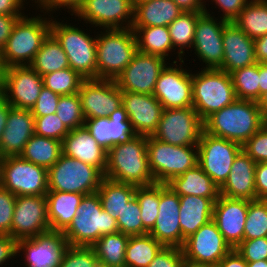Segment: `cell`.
Here are the masks:
<instances>
[{
  "label": "cell",
  "instance_id": "2644e50d",
  "mask_svg": "<svg viewBox=\"0 0 267 267\" xmlns=\"http://www.w3.org/2000/svg\"><path fill=\"white\" fill-rule=\"evenodd\" d=\"M247 267H267V260L247 262Z\"/></svg>",
  "mask_w": 267,
  "mask_h": 267
},
{
  "label": "cell",
  "instance_id": "f907efd6",
  "mask_svg": "<svg viewBox=\"0 0 267 267\" xmlns=\"http://www.w3.org/2000/svg\"><path fill=\"white\" fill-rule=\"evenodd\" d=\"M242 150L256 163L267 162V126L263 125L248 139Z\"/></svg>",
  "mask_w": 267,
  "mask_h": 267
},
{
  "label": "cell",
  "instance_id": "be15d7a7",
  "mask_svg": "<svg viewBox=\"0 0 267 267\" xmlns=\"http://www.w3.org/2000/svg\"><path fill=\"white\" fill-rule=\"evenodd\" d=\"M218 267H247V261L238 253L236 249H232L217 265Z\"/></svg>",
  "mask_w": 267,
  "mask_h": 267
},
{
  "label": "cell",
  "instance_id": "f546056e",
  "mask_svg": "<svg viewBox=\"0 0 267 267\" xmlns=\"http://www.w3.org/2000/svg\"><path fill=\"white\" fill-rule=\"evenodd\" d=\"M213 208L214 201L211 198L195 195L180 196L181 248L186 238L212 220Z\"/></svg>",
  "mask_w": 267,
  "mask_h": 267
},
{
  "label": "cell",
  "instance_id": "89a4df30",
  "mask_svg": "<svg viewBox=\"0 0 267 267\" xmlns=\"http://www.w3.org/2000/svg\"><path fill=\"white\" fill-rule=\"evenodd\" d=\"M256 102L265 119L267 117V91L261 94L260 98Z\"/></svg>",
  "mask_w": 267,
  "mask_h": 267
},
{
  "label": "cell",
  "instance_id": "1f68e13d",
  "mask_svg": "<svg viewBox=\"0 0 267 267\" xmlns=\"http://www.w3.org/2000/svg\"><path fill=\"white\" fill-rule=\"evenodd\" d=\"M81 193L48 191L46 194L48 220L51 233L61 234L77 214L82 198Z\"/></svg>",
  "mask_w": 267,
  "mask_h": 267
},
{
  "label": "cell",
  "instance_id": "ba28073f",
  "mask_svg": "<svg viewBox=\"0 0 267 267\" xmlns=\"http://www.w3.org/2000/svg\"><path fill=\"white\" fill-rule=\"evenodd\" d=\"M149 168L155 183L167 184L198 165L197 146L171 145L147 136Z\"/></svg>",
  "mask_w": 267,
  "mask_h": 267
},
{
  "label": "cell",
  "instance_id": "2a66077c",
  "mask_svg": "<svg viewBox=\"0 0 267 267\" xmlns=\"http://www.w3.org/2000/svg\"><path fill=\"white\" fill-rule=\"evenodd\" d=\"M144 1H147V0H132L134 7H135L137 4L142 3V2H144Z\"/></svg>",
  "mask_w": 267,
  "mask_h": 267
},
{
  "label": "cell",
  "instance_id": "6f0895ef",
  "mask_svg": "<svg viewBox=\"0 0 267 267\" xmlns=\"http://www.w3.org/2000/svg\"><path fill=\"white\" fill-rule=\"evenodd\" d=\"M223 12L221 19L232 22L250 0H211Z\"/></svg>",
  "mask_w": 267,
  "mask_h": 267
},
{
  "label": "cell",
  "instance_id": "7a4b0ae2",
  "mask_svg": "<svg viewBox=\"0 0 267 267\" xmlns=\"http://www.w3.org/2000/svg\"><path fill=\"white\" fill-rule=\"evenodd\" d=\"M104 177L136 186L154 184L155 181L149 168L147 136L136 135L129 142L112 146L107 151Z\"/></svg>",
  "mask_w": 267,
  "mask_h": 267
},
{
  "label": "cell",
  "instance_id": "db71d44e",
  "mask_svg": "<svg viewBox=\"0 0 267 267\" xmlns=\"http://www.w3.org/2000/svg\"><path fill=\"white\" fill-rule=\"evenodd\" d=\"M185 263L182 248L164 246L147 267H184Z\"/></svg>",
  "mask_w": 267,
  "mask_h": 267
},
{
  "label": "cell",
  "instance_id": "753ad0ef",
  "mask_svg": "<svg viewBox=\"0 0 267 267\" xmlns=\"http://www.w3.org/2000/svg\"><path fill=\"white\" fill-rule=\"evenodd\" d=\"M0 68H7L4 58H3V49L0 48Z\"/></svg>",
  "mask_w": 267,
  "mask_h": 267
},
{
  "label": "cell",
  "instance_id": "003e7915",
  "mask_svg": "<svg viewBox=\"0 0 267 267\" xmlns=\"http://www.w3.org/2000/svg\"><path fill=\"white\" fill-rule=\"evenodd\" d=\"M11 107L12 106L2 96H0V140L5 129Z\"/></svg>",
  "mask_w": 267,
  "mask_h": 267
},
{
  "label": "cell",
  "instance_id": "e0dca14e",
  "mask_svg": "<svg viewBox=\"0 0 267 267\" xmlns=\"http://www.w3.org/2000/svg\"><path fill=\"white\" fill-rule=\"evenodd\" d=\"M42 88V76L30 65L10 66L3 73L2 97L12 107L32 109Z\"/></svg>",
  "mask_w": 267,
  "mask_h": 267
},
{
  "label": "cell",
  "instance_id": "680465c9",
  "mask_svg": "<svg viewBox=\"0 0 267 267\" xmlns=\"http://www.w3.org/2000/svg\"><path fill=\"white\" fill-rule=\"evenodd\" d=\"M255 190L256 200H267V162L256 163Z\"/></svg>",
  "mask_w": 267,
  "mask_h": 267
},
{
  "label": "cell",
  "instance_id": "f5cc1de1",
  "mask_svg": "<svg viewBox=\"0 0 267 267\" xmlns=\"http://www.w3.org/2000/svg\"><path fill=\"white\" fill-rule=\"evenodd\" d=\"M235 249L247 262L267 260V237L243 240Z\"/></svg>",
  "mask_w": 267,
  "mask_h": 267
},
{
  "label": "cell",
  "instance_id": "52a82bcc",
  "mask_svg": "<svg viewBox=\"0 0 267 267\" xmlns=\"http://www.w3.org/2000/svg\"><path fill=\"white\" fill-rule=\"evenodd\" d=\"M50 17L51 34L67 55L69 67L84 79H97V35L91 37L90 33L84 32L77 26L58 22L53 14Z\"/></svg>",
  "mask_w": 267,
  "mask_h": 267
},
{
  "label": "cell",
  "instance_id": "11a10c76",
  "mask_svg": "<svg viewBox=\"0 0 267 267\" xmlns=\"http://www.w3.org/2000/svg\"><path fill=\"white\" fill-rule=\"evenodd\" d=\"M60 95L43 86L36 104L31 109L34 117L46 116L56 113Z\"/></svg>",
  "mask_w": 267,
  "mask_h": 267
},
{
  "label": "cell",
  "instance_id": "e575fe53",
  "mask_svg": "<svg viewBox=\"0 0 267 267\" xmlns=\"http://www.w3.org/2000/svg\"><path fill=\"white\" fill-rule=\"evenodd\" d=\"M136 185L104 178L97 191L102 208L117 219L125 205L135 196Z\"/></svg>",
  "mask_w": 267,
  "mask_h": 267
},
{
  "label": "cell",
  "instance_id": "5b68a950",
  "mask_svg": "<svg viewBox=\"0 0 267 267\" xmlns=\"http://www.w3.org/2000/svg\"><path fill=\"white\" fill-rule=\"evenodd\" d=\"M97 32V79L114 80L138 51L135 32L131 28L105 29Z\"/></svg>",
  "mask_w": 267,
  "mask_h": 267
},
{
  "label": "cell",
  "instance_id": "4fadbf2b",
  "mask_svg": "<svg viewBox=\"0 0 267 267\" xmlns=\"http://www.w3.org/2000/svg\"><path fill=\"white\" fill-rule=\"evenodd\" d=\"M50 233L46 195L16 196L11 237L19 241Z\"/></svg>",
  "mask_w": 267,
  "mask_h": 267
},
{
  "label": "cell",
  "instance_id": "7c38bea8",
  "mask_svg": "<svg viewBox=\"0 0 267 267\" xmlns=\"http://www.w3.org/2000/svg\"><path fill=\"white\" fill-rule=\"evenodd\" d=\"M198 165L221 187L227 180L234 159L242 150L236 142L202 132L197 145Z\"/></svg>",
  "mask_w": 267,
  "mask_h": 267
},
{
  "label": "cell",
  "instance_id": "8d00e7d4",
  "mask_svg": "<svg viewBox=\"0 0 267 267\" xmlns=\"http://www.w3.org/2000/svg\"><path fill=\"white\" fill-rule=\"evenodd\" d=\"M138 51L166 59L173 50L168 26L139 27L135 31Z\"/></svg>",
  "mask_w": 267,
  "mask_h": 267
},
{
  "label": "cell",
  "instance_id": "83f0119b",
  "mask_svg": "<svg viewBox=\"0 0 267 267\" xmlns=\"http://www.w3.org/2000/svg\"><path fill=\"white\" fill-rule=\"evenodd\" d=\"M256 162L243 150L234 159L227 180L220 187V195L231 199L256 200Z\"/></svg>",
  "mask_w": 267,
  "mask_h": 267
},
{
  "label": "cell",
  "instance_id": "6125c7cd",
  "mask_svg": "<svg viewBox=\"0 0 267 267\" xmlns=\"http://www.w3.org/2000/svg\"><path fill=\"white\" fill-rule=\"evenodd\" d=\"M25 0H0V14L1 15H24Z\"/></svg>",
  "mask_w": 267,
  "mask_h": 267
},
{
  "label": "cell",
  "instance_id": "ac0fdd59",
  "mask_svg": "<svg viewBox=\"0 0 267 267\" xmlns=\"http://www.w3.org/2000/svg\"><path fill=\"white\" fill-rule=\"evenodd\" d=\"M134 8L132 0H84L75 16L102 30L132 28Z\"/></svg>",
  "mask_w": 267,
  "mask_h": 267
},
{
  "label": "cell",
  "instance_id": "e7e4bbea",
  "mask_svg": "<svg viewBox=\"0 0 267 267\" xmlns=\"http://www.w3.org/2000/svg\"><path fill=\"white\" fill-rule=\"evenodd\" d=\"M185 12H205V0H173Z\"/></svg>",
  "mask_w": 267,
  "mask_h": 267
},
{
  "label": "cell",
  "instance_id": "ffe728a7",
  "mask_svg": "<svg viewBox=\"0 0 267 267\" xmlns=\"http://www.w3.org/2000/svg\"><path fill=\"white\" fill-rule=\"evenodd\" d=\"M78 93L85 119L109 117L122 106V92L112 79H85Z\"/></svg>",
  "mask_w": 267,
  "mask_h": 267
},
{
  "label": "cell",
  "instance_id": "9f6ffc18",
  "mask_svg": "<svg viewBox=\"0 0 267 267\" xmlns=\"http://www.w3.org/2000/svg\"><path fill=\"white\" fill-rule=\"evenodd\" d=\"M34 1V4L40 8V12L42 13L44 10L47 15L50 12L57 10L58 8L64 7V9H68L67 12L72 13L71 15H75L77 11L81 8L84 0H31ZM43 9V10H42ZM49 11V12H48Z\"/></svg>",
  "mask_w": 267,
  "mask_h": 267
},
{
  "label": "cell",
  "instance_id": "6da1fadb",
  "mask_svg": "<svg viewBox=\"0 0 267 267\" xmlns=\"http://www.w3.org/2000/svg\"><path fill=\"white\" fill-rule=\"evenodd\" d=\"M204 132L240 144L250 139L265 119L256 101L236 99L232 104L214 112L204 121Z\"/></svg>",
  "mask_w": 267,
  "mask_h": 267
},
{
  "label": "cell",
  "instance_id": "8c879c8a",
  "mask_svg": "<svg viewBox=\"0 0 267 267\" xmlns=\"http://www.w3.org/2000/svg\"><path fill=\"white\" fill-rule=\"evenodd\" d=\"M7 68H0V96H2L3 73Z\"/></svg>",
  "mask_w": 267,
  "mask_h": 267
},
{
  "label": "cell",
  "instance_id": "d6a6232c",
  "mask_svg": "<svg viewBox=\"0 0 267 267\" xmlns=\"http://www.w3.org/2000/svg\"><path fill=\"white\" fill-rule=\"evenodd\" d=\"M167 185L179 196L195 195L211 198L214 202L220 196V187L199 165L174 177Z\"/></svg>",
  "mask_w": 267,
  "mask_h": 267
},
{
  "label": "cell",
  "instance_id": "b9fcfbb0",
  "mask_svg": "<svg viewBox=\"0 0 267 267\" xmlns=\"http://www.w3.org/2000/svg\"><path fill=\"white\" fill-rule=\"evenodd\" d=\"M265 125L267 126V117L265 118Z\"/></svg>",
  "mask_w": 267,
  "mask_h": 267
},
{
  "label": "cell",
  "instance_id": "8992f818",
  "mask_svg": "<svg viewBox=\"0 0 267 267\" xmlns=\"http://www.w3.org/2000/svg\"><path fill=\"white\" fill-rule=\"evenodd\" d=\"M192 89V107L203 121L237 99L231 75L219 69L192 73Z\"/></svg>",
  "mask_w": 267,
  "mask_h": 267
},
{
  "label": "cell",
  "instance_id": "44dd1931",
  "mask_svg": "<svg viewBox=\"0 0 267 267\" xmlns=\"http://www.w3.org/2000/svg\"><path fill=\"white\" fill-rule=\"evenodd\" d=\"M179 209L180 196L167 184L159 183V211L155 225L148 234L165 247L181 248Z\"/></svg>",
  "mask_w": 267,
  "mask_h": 267
},
{
  "label": "cell",
  "instance_id": "a7ac6f4b",
  "mask_svg": "<svg viewBox=\"0 0 267 267\" xmlns=\"http://www.w3.org/2000/svg\"><path fill=\"white\" fill-rule=\"evenodd\" d=\"M267 91V63H259V98Z\"/></svg>",
  "mask_w": 267,
  "mask_h": 267
},
{
  "label": "cell",
  "instance_id": "7402d4cb",
  "mask_svg": "<svg viewBox=\"0 0 267 267\" xmlns=\"http://www.w3.org/2000/svg\"><path fill=\"white\" fill-rule=\"evenodd\" d=\"M247 211L248 200L245 199H231L220 195L214 202L212 220L232 249L243 241Z\"/></svg>",
  "mask_w": 267,
  "mask_h": 267
},
{
  "label": "cell",
  "instance_id": "30bf717a",
  "mask_svg": "<svg viewBox=\"0 0 267 267\" xmlns=\"http://www.w3.org/2000/svg\"><path fill=\"white\" fill-rule=\"evenodd\" d=\"M204 123L193 107L163 109L152 137L176 146H197Z\"/></svg>",
  "mask_w": 267,
  "mask_h": 267
},
{
  "label": "cell",
  "instance_id": "836d02e7",
  "mask_svg": "<svg viewBox=\"0 0 267 267\" xmlns=\"http://www.w3.org/2000/svg\"><path fill=\"white\" fill-rule=\"evenodd\" d=\"M61 154V141L34 134L19 156L26 161L49 169L57 163Z\"/></svg>",
  "mask_w": 267,
  "mask_h": 267
},
{
  "label": "cell",
  "instance_id": "ee69618b",
  "mask_svg": "<svg viewBox=\"0 0 267 267\" xmlns=\"http://www.w3.org/2000/svg\"><path fill=\"white\" fill-rule=\"evenodd\" d=\"M135 197L140 204L143 226L150 231L155 225L159 211V183L137 186Z\"/></svg>",
  "mask_w": 267,
  "mask_h": 267
},
{
  "label": "cell",
  "instance_id": "2e32d148",
  "mask_svg": "<svg viewBox=\"0 0 267 267\" xmlns=\"http://www.w3.org/2000/svg\"><path fill=\"white\" fill-rule=\"evenodd\" d=\"M168 64L163 57L137 51L114 80L121 92L153 94L156 81Z\"/></svg>",
  "mask_w": 267,
  "mask_h": 267
},
{
  "label": "cell",
  "instance_id": "7dc6e473",
  "mask_svg": "<svg viewBox=\"0 0 267 267\" xmlns=\"http://www.w3.org/2000/svg\"><path fill=\"white\" fill-rule=\"evenodd\" d=\"M140 204L134 196L119 213L117 220L118 230L129 236L146 235L148 230L141 220Z\"/></svg>",
  "mask_w": 267,
  "mask_h": 267
},
{
  "label": "cell",
  "instance_id": "8fae6325",
  "mask_svg": "<svg viewBox=\"0 0 267 267\" xmlns=\"http://www.w3.org/2000/svg\"><path fill=\"white\" fill-rule=\"evenodd\" d=\"M2 187L16 196L46 195L48 169L26 161L20 156L4 157Z\"/></svg>",
  "mask_w": 267,
  "mask_h": 267
},
{
  "label": "cell",
  "instance_id": "7bdbcfd3",
  "mask_svg": "<svg viewBox=\"0 0 267 267\" xmlns=\"http://www.w3.org/2000/svg\"><path fill=\"white\" fill-rule=\"evenodd\" d=\"M42 78L43 86L60 96L78 93L82 82L85 80L70 67L48 73L43 75Z\"/></svg>",
  "mask_w": 267,
  "mask_h": 267
},
{
  "label": "cell",
  "instance_id": "4316f807",
  "mask_svg": "<svg viewBox=\"0 0 267 267\" xmlns=\"http://www.w3.org/2000/svg\"><path fill=\"white\" fill-rule=\"evenodd\" d=\"M35 134V119L31 109L11 107L0 140V156H19Z\"/></svg>",
  "mask_w": 267,
  "mask_h": 267
},
{
  "label": "cell",
  "instance_id": "ab89813d",
  "mask_svg": "<svg viewBox=\"0 0 267 267\" xmlns=\"http://www.w3.org/2000/svg\"><path fill=\"white\" fill-rule=\"evenodd\" d=\"M163 247L150 234L129 236L125 267H147Z\"/></svg>",
  "mask_w": 267,
  "mask_h": 267
},
{
  "label": "cell",
  "instance_id": "d6986e66",
  "mask_svg": "<svg viewBox=\"0 0 267 267\" xmlns=\"http://www.w3.org/2000/svg\"><path fill=\"white\" fill-rule=\"evenodd\" d=\"M208 11L205 7V13L197 20L192 48L200 62L205 63L204 69H219L224 59L223 29L228 21H217Z\"/></svg>",
  "mask_w": 267,
  "mask_h": 267
},
{
  "label": "cell",
  "instance_id": "34e18365",
  "mask_svg": "<svg viewBox=\"0 0 267 267\" xmlns=\"http://www.w3.org/2000/svg\"><path fill=\"white\" fill-rule=\"evenodd\" d=\"M184 267H212L211 265H196L189 262H186Z\"/></svg>",
  "mask_w": 267,
  "mask_h": 267
},
{
  "label": "cell",
  "instance_id": "3957f363",
  "mask_svg": "<svg viewBox=\"0 0 267 267\" xmlns=\"http://www.w3.org/2000/svg\"><path fill=\"white\" fill-rule=\"evenodd\" d=\"M76 211L61 233L68 245L92 246L101 236L119 232L117 220L102 208L97 192L84 195Z\"/></svg>",
  "mask_w": 267,
  "mask_h": 267
},
{
  "label": "cell",
  "instance_id": "9c48e42d",
  "mask_svg": "<svg viewBox=\"0 0 267 267\" xmlns=\"http://www.w3.org/2000/svg\"><path fill=\"white\" fill-rule=\"evenodd\" d=\"M104 178L99 168L61 154L48 169V191L89 195L98 191Z\"/></svg>",
  "mask_w": 267,
  "mask_h": 267
},
{
  "label": "cell",
  "instance_id": "816d5d0a",
  "mask_svg": "<svg viewBox=\"0 0 267 267\" xmlns=\"http://www.w3.org/2000/svg\"><path fill=\"white\" fill-rule=\"evenodd\" d=\"M16 202V195L0 187V235L11 236V224Z\"/></svg>",
  "mask_w": 267,
  "mask_h": 267
},
{
  "label": "cell",
  "instance_id": "f6af8a7d",
  "mask_svg": "<svg viewBox=\"0 0 267 267\" xmlns=\"http://www.w3.org/2000/svg\"><path fill=\"white\" fill-rule=\"evenodd\" d=\"M267 237V200H248L243 240Z\"/></svg>",
  "mask_w": 267,
  "mask_h": 267
},
{
  "label": "cell",
  "instance_id": "9a60e30c",
  "mask_svg": "<svg viewBox=\"0 0 267 267\" xmlns=\"http://www.w3.org/2000/svg\"><path fill=\"white\" fill-rule=\"evenodd\" d=\"M231 250L213 220L186 238L182 247L186 262L211 266H217Z\"/></svg>",
  "mask_w": 267,
  "mask_h": 267
},
{
  "label": "cell",
  "instance_id": "d590c367",
  "mask_svg": "<svg viewBox=\"0 0 267 267\" xmlns=\"http://www.w3.org/2000/svg\"><path fill=\"white\" fill-rule=\"evenodd\" d=\"M129 235L122 232L101 236L93 249L101 267H125V252Z\"/></svg>",
  "mask_w": 267,
  "mask_h": 267
},
{
  "label": "cell",
  "instance_id": "cb8c5ba5",
  "mask_svg": "<svg viewBox=\"0 0 267 267\" xmlns=\"http://www.w3.org/2000/svg\"><path fill=\"white\" fill-rule=\"evenodd\" d=\"M122 106L137 135L152 136L163 113V105L153 94L122 92Z\"/></svg>",
  "mask_w": 267,
  "mask_h": 267
},
{
  "label": "cell",
  "instance_id": "603a6c76",
  "mask_svg": "<svg viewBox=\"0 0 267 267\" xmlns=\"http://www.w3.org/2000/svg\"><path fill=\"white\" fill-rule=\"evenodd\" d=\"M84 127L106 151L116 144L129 142L137 135L123 106L109 117L85 119Z\"/></svg>",
  "mask_w": 267,
  "mask_h": 267
},
{
  "label": "cell",
  "instance_id": "d4e9b609",
  "mask_svg": "<svg viewBox=\"0 0 267 267\" xmlns=\"http://www.w3.org/2000/svg\"><path fill=\"white\" fill-rule=\"evenodd\" d=\"M67 245L61 234L50 233L17 241V254L24 252L26 267H58Z\"/></svg>",
  "mask_w": 267,
  "mask_h": 267
},
{
  "label": "cell",
  "instance_id": "5bb4252c",
  "mask_svg": "<svg viewBox=\"0 0 267 267\" xmlns=\"http://www.w3.org/2000/svg\"><path fill=\"white\" fill-rule=\"evenodd\" d=\"M184 61L185 57L180 60L178 67V61L173 60L172 66L170 63L166 65L156 81L153 95L164 109L192 107V70L183 68L181 63L184 64Z\"/></svg>",
  "mask_w": 267,
  "mask_h": 267
},
{
  "label": "cell",
  "instance_id": "c3c4849f",
  "mask_svg": "<svg viewBox=\"0 0 267 267\" xmlns=\"http://www.w3.org/2000/svg\"><path fill=\"white\" fill-rule=\"evenodd\" d=\"M58 267H101L92 246L67 245Z\"/></svg>",
  "mask_w": 267,
  "mask_h": 267
},
{
  "label": "cell",
  "instance_id": "f1b7e54d",
  "mask_svg": "<svg viewBox=\"0 0 267 267\" xmlns=\"http://www.w3.org/2000/svg\"><path fill=\"white\" fill-rule=\"evenodd\" d=\"M62 154L99 168L103 173L107 165V151L98 145L86 128L70 130L62 141Z\"/></svg>",
  "mask_w": 267,
  "mask_h": 267
},
{
  "label": "cell",
  "instance_id": "277c9868",
  "mask_svg": "<svg viewBox=\"0 0 267 267\" xmlns=\"http://www.w3.org/2000/svg\"><path fill=\"white\" fill-rule=\"evenodd\" d=\"M39 15H23L14 25L3 48V58L7 67L30 65L51 33V18Z\"/></svg>",
  "mask_w": 267,
  "mask_h": 267
},
{
  "label": "cell",
  "instance_id": "94428289",
  "mask_svg": "<svg viewBox=\"0 0 267 267\" xmlns=\"http://www.w3.org/2000/svg\"><path fill=\"white\" fill-rule=\"evenodd\" d=\"M23 15H1L0 14V48H4L13 27Z\"/></svg>",
  "mask_w": 267,
  "mask_h": 267
},
{
  "label": "cell",
  "instance_id": "f35d334b",
  "mask_svg": "<svg viewBox=\"0 0 267 267\" xmlns=\"http://www.w3.org/2000/svg\"><path fill=\"white\" fill-rule=\"evenodd\" d=\"M30 66L41 76L69 67L67 55L50 33L43 42Z\"/></svg>",
  "mask_w": 267,
  "mask_h": 267
},
{
  "label": "cell",
  "instance_id": "4dcf8cb0",
  "mask_svg": "<svg viewBox=\"0 0 267 267\" xmlns=\"http://www.w3.org/2000/svg\"><path fill=\"white\" fill-rule=\"evenodd\" d=\"M184 11L173 0H147L134 8L132 30L139 27L168 26Z\"/></svg>",
  "mask_w": 267,
  "mask_h": 267
},
{
  "label": "cell",
  "instance_id": "91938a15",
  "mask_svg": "<svg viewBox=\"0 0 267 267\" xmlns=\"http://www.w3.org/2000/svg\"><path fill=\"white\" fill-rule=\"evenodd\" d=\"M17 255V241L10 235H0V266L7 265L4 263Z\"/></svg>",
  "mask_w": 267,
  "mask_h": 267
},
{
  "label": "cell",
  "instance_id": "03108f58",
  "mask_svg": "<svg viewBox=\"0 0 267 267\" xmlns=\"http://www.w3.org/2000/svg\"><path fill=\"white\" fill-rule=\"evenodd\" d=\"M257 63H267V34L254 39Z\"/></svg>",
  "mask_w": 267,
  "mask_h": 267
},
{
  "label": "cell",
  "instance_id": "11e5206c",
  "mask_svg": "<svg viewBox=\"0 0 267 267\" xmlns=\"http://www.w3.org/2000/svg\"><path fill=\"white\" fill-rule=\"evenodd\" d=\"M2 160L3 157L0 156V187H2Z\"/></svg>",
  "mask_w": 267,
  "mask_h": 267
},
{
  "label": "cell",
  "instance_id": "bcb514c9",
  "mask_svg": "<svg viewBox=\"0 0 267 267\" xmlns=\"http://www.w3.org/2000/svg\"><path fill=\"white\" fill-rule=\"evenodd\" d=\"M56 115L69 130L83 127L85 118L79 93L60 96Z\"/></svg>",
  "mask_w": 267,
  "mask_h": 267
},
{
  "label": "cell",
  "instance_id": "484cf974",
  "mask_svg": "<svg viewBox=\"0 0 267 267\" xmlns=\"http://www.w3.org/2000/svg\"><path fill=\"white\" fill-rule=\"evenodd\" d=\"M224 59L219 70L229 74L257 63L254 39L244 33L233 21L223 29Z\"/></svg>",
  "mask_w": 267,
  "mask_h": 267
},
{
  "label": "cell",
  "instance_id": "b9f144b4",
  "mask_svg": "<svg viewBox=\"0 0 267 267\" xmlns=\"http://www.w3.org/2000/svg\"><path fill=\"white\" fill-rule=\"evenodd\" d=\"M230 75L237 99H259V63L238 69Z\"/></svg>",
  "mask_w": 267,
  "mask_h": 267
},
{
  "label": "cell",
  "instance_id": "74e56055",
  "mask_svg": "<svg viewBox=\"0 0 267 267\" xmlns=\"http://www.w3.org/2000/svg\"><path fill=\"white\" fill-rule=\"evenodd\" d=\"M233 22L250 38L267 34V0H250Z\"/></svg>",
  "mask_w": 267,
  "mask_h": 267
},
{
  "label": "cell",
  "instance_id": "60d3db41",
  "mask_svg": "<svg viewBox=\"0 0 267 267\" xmlns=\"http://www.w3.org/2000/svg\"><path fill=\"white\" fill-rule=\"evenodd\" d=\"M205 12H183L168 25L169 34L173 43V51L178 48V61L183 60L184 49L191 48L194 42L195 27L198 18Z\"/></svg>",
  "mask_w": 267,
  "mask_h": 267
},
{
  "label": "cell",
  "instance_id": "681fc988",
  "mask_svg": "<svg viewBox=\"0 0 267 267\" xmlns=\"http://www.w3.org/2000/svg\"><path fill=\"white\" fill-rule=\"evenodd\" d=\"M35 119V134L58 141L68 135L70 130L61 122L60 118L57 117L56 113L34 117Z\"/></svg>",
  "mask_w": 267,
  "mask_h": 267
}]
</instances>
